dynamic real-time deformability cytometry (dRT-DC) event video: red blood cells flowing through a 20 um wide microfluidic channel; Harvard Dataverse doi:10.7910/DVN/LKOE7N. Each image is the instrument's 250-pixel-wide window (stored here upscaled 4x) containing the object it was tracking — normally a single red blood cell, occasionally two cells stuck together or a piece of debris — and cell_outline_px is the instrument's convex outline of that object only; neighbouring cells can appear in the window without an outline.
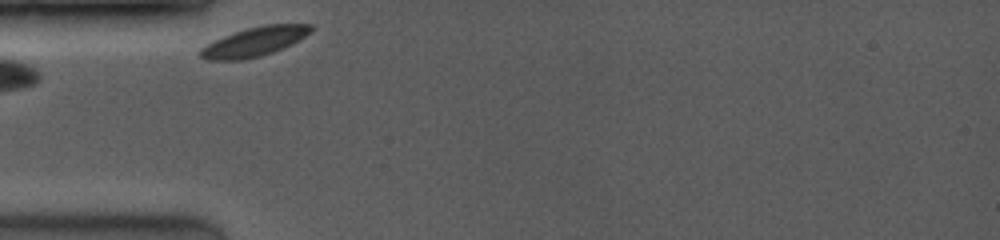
{"species": "common noctule bat (a hibernating species)", "species_latin": "Nyctalus noctula", "temperature_condition": "room temperature", "stored_images_in_passage": 21, "camera_frame_rate_fps": 3500, "um_per_image_px": 0.085, "animal": {"sex": "female", "body_mass_g": 19.0, "forearm_length_mm": 53.3}, "frame": {"image": 1, "passage_image": 1, "time_ms": 0.0, "image_size_px": [1000, 240], "cell_outline_px": [[312, 32], [272, 52], [260, 56], [244, 60], [208, 60], [200, 56], [200, 48], [224, 36], [248, 28], [264, 24], [312, 24]], "centroid_in_image_um": [21.61, 3.54], "position_along_channel_um": 63.4, "area_um2": 18.32}}
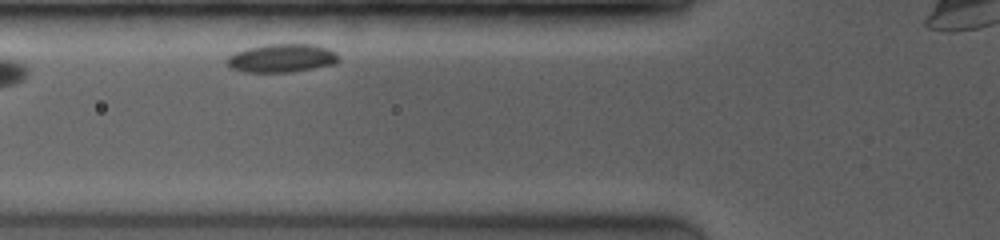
{"frame": {"image": 2, "passage_image": 3, "time_ms": 1.143, "image_size_px": [1000, 240], "cell_outline_px": [[340, 60], [336, 64], [292, 72], [244, 72], [232, 68], [228, 64], [228, 56], [236, 52], [248, 48], [268, 44], [312, 44], [328, 48], [336, 52]], "centroid_in_image_um": [24.01, 4.94], "position_along_channel_um": 101.8, "area_um2": 18.44}}
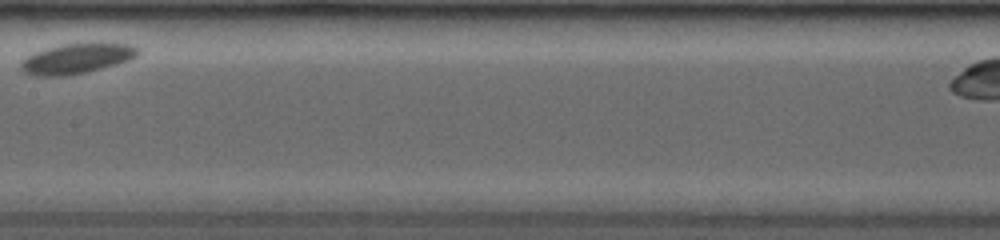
{"frame": {"image": 3, "passage_image": 8, "time_ms": 4.0, "image_size_px": [1000, 240], "cell_outline_px": [[140, 52], [136, 56], [128, 60], [100, 68], [84, 72], [64, 76], [36, 76], [24, 72], [20, 68], [20, 64], [28, 56], [36, 52], [48, 48], [64, 44], [132, 44]], "centroid_in_image_um": [6.48, 4.99], "position_along_channel_um": 200.9, "area_um2": 19.83}}